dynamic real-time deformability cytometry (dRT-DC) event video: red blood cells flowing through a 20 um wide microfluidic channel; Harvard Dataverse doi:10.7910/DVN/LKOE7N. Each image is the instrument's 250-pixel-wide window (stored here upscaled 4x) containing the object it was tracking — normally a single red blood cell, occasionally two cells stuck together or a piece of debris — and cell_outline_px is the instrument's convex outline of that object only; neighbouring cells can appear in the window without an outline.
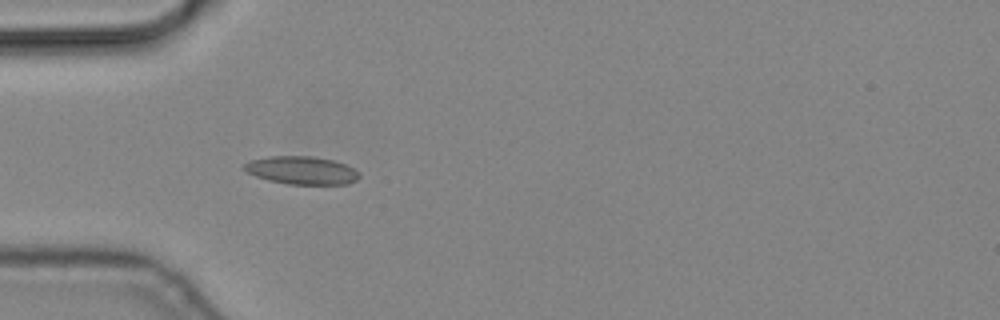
{"species": "common noctule bat (a hibernating species)", "species_latin": "Nyctalus noctula", "temperature_condition": "cold", "stored_images_in_passage": 3, "camera_frame_rate_fps": 3000, "um_per_image_px": 0.085, "animal": {"sex": "male", "body_mass_g": 19.2, "forearm_length_mm": 51.8}, "frame": {"image": 1, "passage_image": 3, "time_ms": 0.667, "image_size_px": [1000, 320], "cell_outline_px": [[360, 176], [356, 180], [348, 184], [288, 184], [268, 180], [256, 176], [248, 172], [244, 168], [244, 164], [252, 160], [268, 156], [312, 156], [332, 160], [344, 164], [352, 168]], "centroid_in_image_um": [25.63, 14.48], "position_along_channel_um": 59.4, "area_um2": 18.5}}